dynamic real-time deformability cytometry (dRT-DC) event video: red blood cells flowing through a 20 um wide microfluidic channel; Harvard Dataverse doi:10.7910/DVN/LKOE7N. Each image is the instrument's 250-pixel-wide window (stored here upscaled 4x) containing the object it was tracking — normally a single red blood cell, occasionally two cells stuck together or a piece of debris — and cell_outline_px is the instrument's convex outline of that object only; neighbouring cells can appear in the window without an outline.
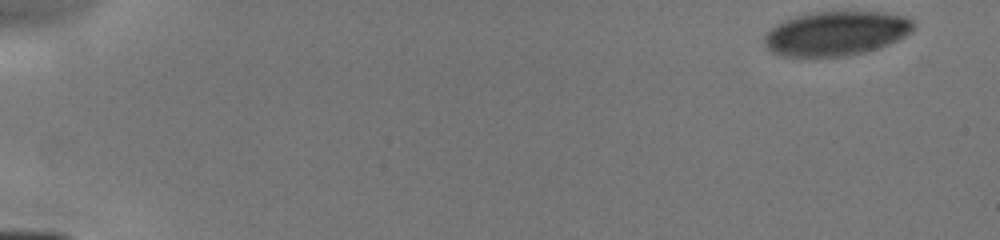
{"species": "human", "species_latin": "Homo sapiens", "temperature_condition": "cold", "stored_images_in_passage": 28, "camera_frame_rate_fps": 3000, "um_per_image_px": 0.085, "donor": {"sex": "male"}, "frame": {"image": 1, "passage_image": 1, "time_ms": 0.0, "image_size_px": [1000, 240], "cell_outline_px": [[916, 28], [912, 32], [880, 48], [848, 56], [816, 60], [780, 56], [772, 52], [764, 44], [764, 36], [776, 24], [784, 20], [796, 16], [812, 12], [884, 12], [904, 16], [912, 20], [916, 24]], "centroid_in_image_um": [71.05, 2.89], "position_along_channel_um": 14.0, "area_um2": 39.54}}
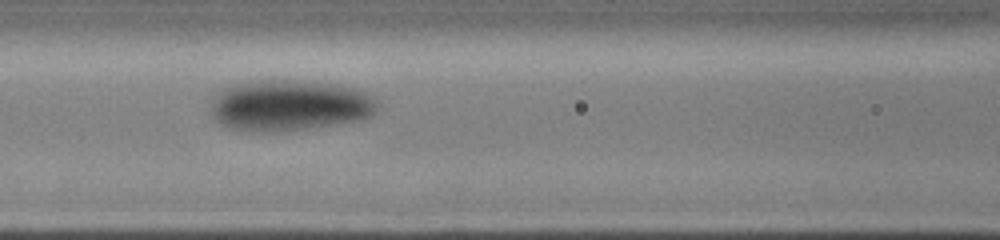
{"frame": {"image": 2, "passage_image": 23, "time_ms": 6.667, "image_size_px": [1000, 240], "cell_outline_px": [[380, 104], [376, 112], [372, 116], [360, 120], [308, 128], [268, 132], [252, 132], [228, 128], [220, 124], [212, 116], [212, 96], [216, 92], [228, 84], [248, 80], [312, 80], [356, 88], [368, 92]], "centroid_in_image_um": [24.58, 8.93], "position_along_channel_um": 142.0, "area_um2": 50.63}}
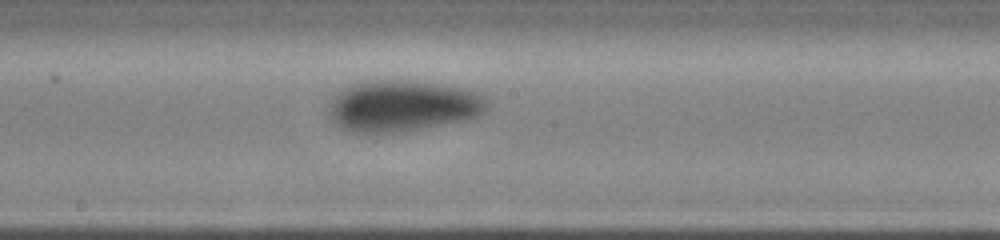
{"frame": {"image": 3, "passage_image": 28, "time_ms": 8.333, "image_size_px": [1000, 240], "cell_outline_px": [[488, 104], [476, 116], [460, 120], [396, 132], [352, 132], [340, 128], [332, 120], [328, 112], [328, 104], [340, 88], [364, 80], [416, 80], [452, 84], [476, 92], [484, 96], [488, 100]], "centroid_in_image_um": [34.15, 8.95], "position_along_channel_um": 214.0, "area_um2": 47.4}}